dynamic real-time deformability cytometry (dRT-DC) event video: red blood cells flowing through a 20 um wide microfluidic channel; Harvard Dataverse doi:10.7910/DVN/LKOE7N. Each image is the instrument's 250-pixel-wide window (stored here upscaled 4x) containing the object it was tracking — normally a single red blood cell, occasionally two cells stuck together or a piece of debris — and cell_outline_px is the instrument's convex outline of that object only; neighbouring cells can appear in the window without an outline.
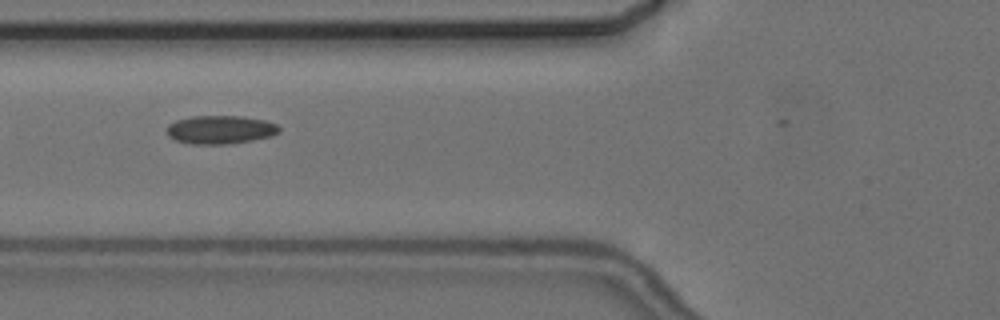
{"species": "common noctule bat (a hibernating species)", "species_latin": "Nyctalus noctula", "temperature_condition": "cold", "stored_images_in_passage": 4, "camera_frame_rate_fps": 3000, "um_per_image_px": 0.085, "animal": {"sex": "female", "body_mass_g": 24.6, "forearm_length_mm": 56.2}, "frame": {"image": 1, "passage_image": 3, "time_ms": 2.667, "image_size_px": [1000, 320], "cell_outline_px": [[280, 132], [272, 136], [252, 140], [228, 144], [192, 144], [176, 140], [168, 136], [168, 124], [176, 120], [192, 116], [240, 116], [264, 120], [276, 124], [280, 128]], "centroid_in_image_um": [18.74, 11.02], "position_along_channel_um": 107.1, "area_um2": 18.55}}